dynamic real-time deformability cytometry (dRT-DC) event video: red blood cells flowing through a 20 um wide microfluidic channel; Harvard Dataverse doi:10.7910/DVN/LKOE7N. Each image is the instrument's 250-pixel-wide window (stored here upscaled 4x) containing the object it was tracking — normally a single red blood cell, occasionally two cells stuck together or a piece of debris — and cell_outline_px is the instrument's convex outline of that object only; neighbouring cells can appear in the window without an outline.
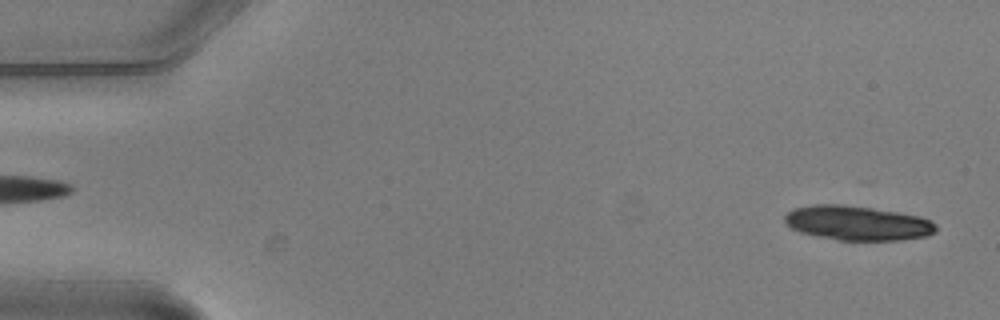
{"species": "common noctule bat (a hibernating species)", "species_latin": "Nyctalus noctula", "temperature_condition": "warm", "stored_images_in_passage": 5, "segment_of_instrument_passage": [2, 2], "camera_frame_rate_fps": 3000, "um_per_image_px": 0.085, "animal": {"sex": "male", "body_mass_g": 20.5, "forearm_length_mm": 52.5}, "frame": {"image": 1, "passage_image": 5, "time_ms": 1.333, "image_size_px": [1000, 320], "cell_outline_px": [[936, 232], [928, 236], [900, 240], [840, 240], [800, 232], [792, 228], [784, 220], [784, 216], [792, 208], [812, 204], [840, 204], [872, 208], [920, 216], [932, 220], [936, 224]], "centroid_in_image_um": [72.9, 18.95], "position_along_channel_um": 12.1, "area_um2": 30.4}}